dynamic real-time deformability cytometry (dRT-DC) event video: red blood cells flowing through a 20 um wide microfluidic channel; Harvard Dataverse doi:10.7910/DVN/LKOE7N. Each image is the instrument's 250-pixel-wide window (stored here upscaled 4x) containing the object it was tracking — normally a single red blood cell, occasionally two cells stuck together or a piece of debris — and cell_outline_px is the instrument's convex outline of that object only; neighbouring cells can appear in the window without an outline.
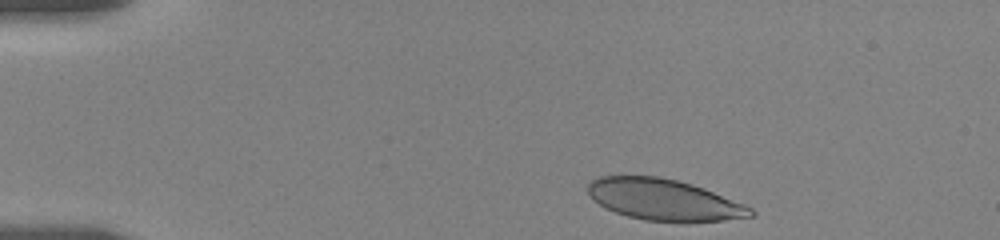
{"species": "human", "species_latin": "Homo sapiens", "temperature_condition": "room temperature", "stored_images_in_passage": 54, "camera_frame_rate_fps": 3000, "um_per_image_px": 0.085, "donor": {"sex": "female"}, "frame": {"image": 1, "passage_image": 1, "time_ms": 0.0, "image_size_px": [1000, 240], "cell_outline_px": [[756, 216], [724, 220], [684, 224], [644, 220], [628, 216], [604, 208], [588, 192], [588, 184], [592, 180], [600, 176], [660, 176], [692, 184], [704, 188], [744, 204], [752, 208], [756, 212]], "centroid_in_image_um": [56.5, 17.01], "position_along_channel_um": 28.5, "area_um2": 39.59}}
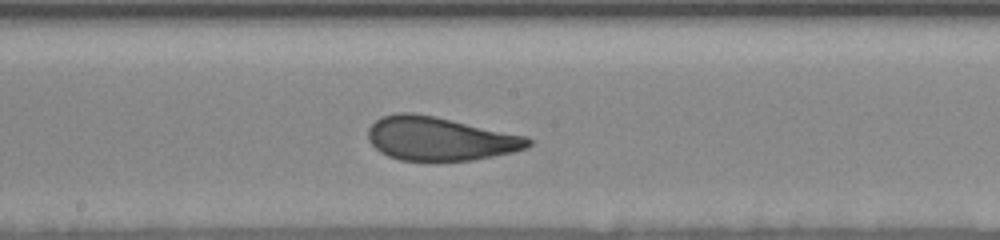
{"frame": {"image": 2, "passage_image": 29, "time_ms": 7.0, "image_size_px": [1000, 240], "cell_outline_px": [[532, 144], [528, 148], [512, 152], [472, 160], [428, 164], [400, 160], [388, 156], [380, 152], [368, 140], [368, 128], [380, 116], [396, 112], [412, 112], [436, 116], [528, 136], [532, 140]], "centroid_in_image_um": [37.38, 11.82], "position_along_channel_um": 210.8, "area_um2": 41.96}}
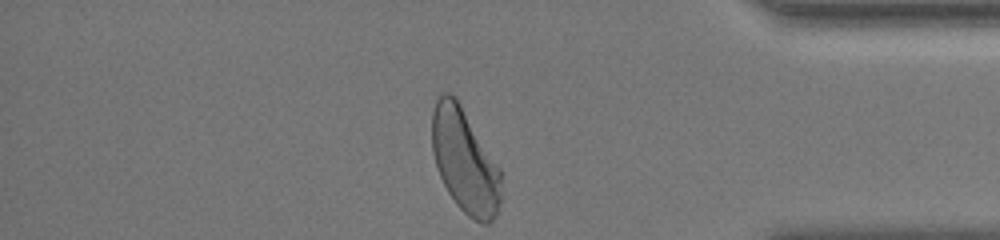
{"frame": {"image": 3, "passage_image": 53, "time_ms": 12.667, "image_size_px": [1000, 240], "cell_outline_px": [[504, 196], [496, 216], [488, 224], [484, 224], [468, 216], [456, 204], [448, 192], [440, 176], [432, 152], [432, 112], [436, 100], [444, 92], [448, 92], [456, 96], [500, 168]], "centroid_in_image_um": [39.54, 13.7], "position_along_channel_um": 395.7, "area_um2": 42.37}, "authors_computed_cell_mechanics": {"area_um2": 41.2981, "velocity_mm_per_s": 3.6322, "shape_relaxation_time_tau1_ms": 3.9862, "shape_relaxation_time_tau2_ms": 0.7781, "deformation_change_tau1": 0.1581, "deformation_change_tau2": 0.0812}}